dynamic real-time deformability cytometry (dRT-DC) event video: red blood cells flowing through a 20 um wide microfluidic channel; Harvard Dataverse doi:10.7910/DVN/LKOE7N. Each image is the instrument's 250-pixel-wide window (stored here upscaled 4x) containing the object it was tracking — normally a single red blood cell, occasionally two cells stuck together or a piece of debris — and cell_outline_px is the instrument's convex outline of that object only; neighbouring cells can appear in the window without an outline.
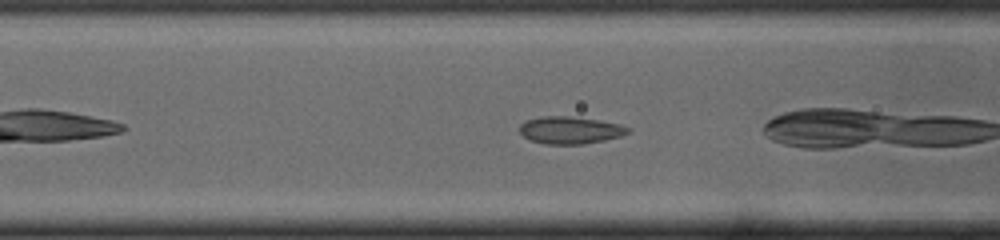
{"species": "common noctule bat (a hibernating species)", "species_latin": "Nyctalus noctula", "temperature_condition": "cold", "stored_images_in_passage": 22, "camera_frame_rate_fps": 3000, "um_per_image_px": 0.085, "animal": {"sex": "male", "body_mass_g": 19.0, "forearm_length_mm": 50.8}, "frame": {"image": 1, "passage_image": 7, "time_ms": 2.0, "image_size_px": [1000, 240], "cell_outline_px": [[632, 132], [620, 136], [604, 140], [584, 144], [544, 144], [532, 140], [524, 136], [520, 132], [520, 124], [524, 120], [544, 116], [568, 116], [596, 120], [620, 124], [632, 128]], "centroid_in_image_um": [48.48, 11.06], "position_along_channel_um": 118.1, "area_um2": 17.22}}
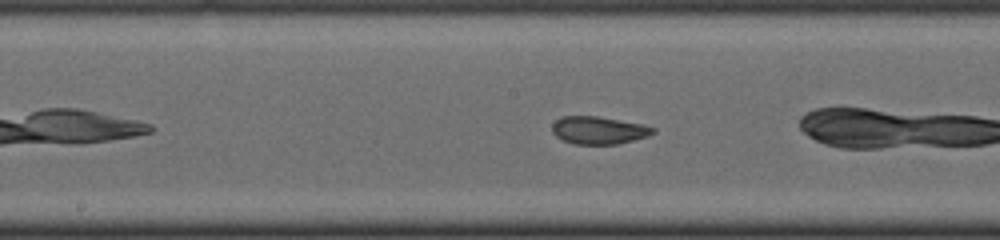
{"frame": {"image": 2, "passage_image": 13, "time_ms": 4.0, "image_size_px": [1000, 240], "cell_outline_px": [[656, 132], [648, 136], [616, 144], [576, 144], [560, 140], [552, 132], [552, 124], [560, 116], [596, 116], [644, 124], [656, 128]], "centroid_in_image_um": [50.88, 11.07], "position_along_channel_um": 197.3, "area_um2": 16.36}}
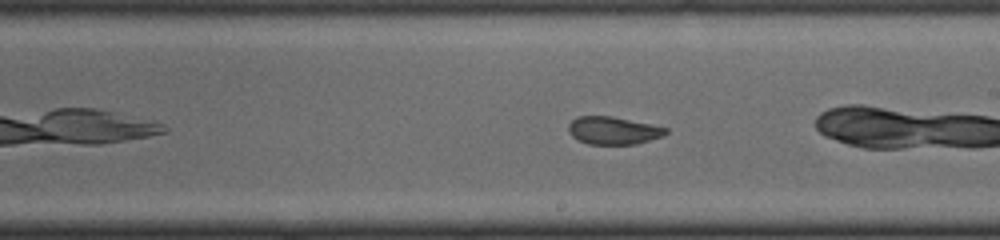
{"frame": {"image": 3, "passage_image": 16, "time_ms": 5.0, "image_size_px": [1000, 240], "cell_outline_px": [[668, 132], [664, 136], [636, 144], [588, 144], [572, 136], [568, 132], [568, 124], [576, 116], [612, 116], [668, 128]], "centroid_in_image_um": [52.12, 11.09], "position_along_channel_um": 236.9, "area_um2": 15.72}}